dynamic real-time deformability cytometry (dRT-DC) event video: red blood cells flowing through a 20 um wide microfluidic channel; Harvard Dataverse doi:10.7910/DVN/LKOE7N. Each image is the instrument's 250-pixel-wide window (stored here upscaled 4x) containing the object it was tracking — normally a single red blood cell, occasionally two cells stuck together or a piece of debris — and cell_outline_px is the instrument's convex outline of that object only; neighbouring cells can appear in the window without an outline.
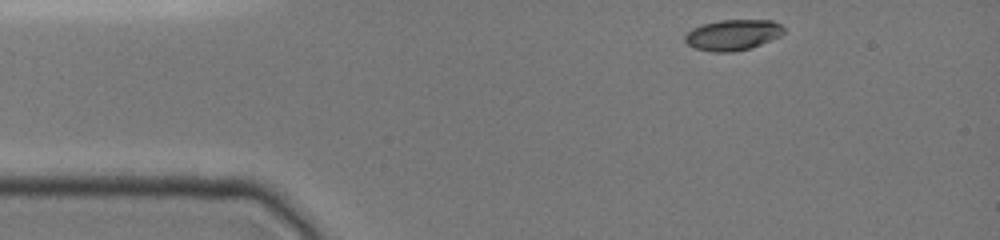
{"species": "common noctule bat (a hibernating species)", "species_latin": "Nyctalus noctula", "temperature_condition": "cold", "stored_images_in_passage": 51, "camera_frame_rate_fps": 3000, "um_per_image_px": 0.085, "animal": {"sex": "female", "body_mass_g": 19.0, "forearm_length_mm": 51.5}, "frame": {"image": 1, "passage_image": 1, "time_ms": 0.0, "image_size_px": [1000, 240], "cell_outline_px": [[784, 32], [780, 36], [752, 48], [732, 52], [712, 52], [696, 48], [688, 44], [684, 40], [684, 36], [692, 28], [704, 24], [720, 20], [772, 20], [780, 24], [784, 28]], "centroid_in_image_um": [62.3, 2.97], "position_along_channel_um": 22.7, "area_um2": 17.69}}
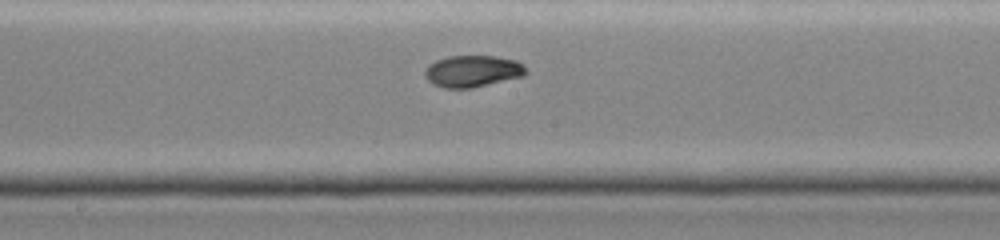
{"frame": {"image": 2, "passage_image": 33, "time_ms": 6.333, "image_size_px": [1000, 240], "cell_outline_px": [[528, 72], [524, 76], [472, 88], [444, 88], [432, 84], [424, 76], [424, 72], [428, 64], [436, 60], [448, 56], [496, 56], [516, 60], [524, 64]], "centroid_in_image_um": [40.18, 6.05], "position_along_channel_um": 208.0, "area_um2": 18.9}}
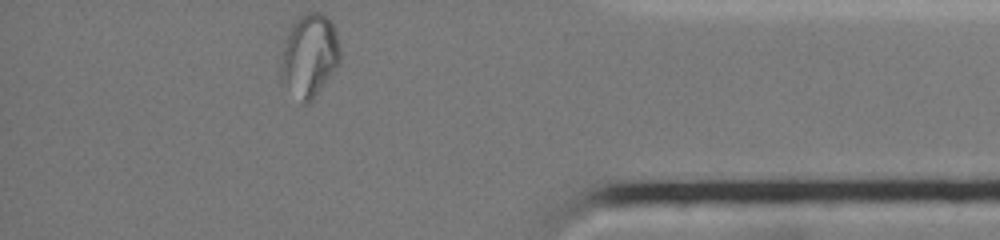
{"frame": {"image": 3, "passage_image": 51, "time_ms": 12.0, "image_size_px": [1000, 240], "cell_outline_px": [[340, 64], [312, 100], [308, 104], [300, 104], [280, 80], [280, 64], [284, 44], [292, 24], [304, 12], [320, 12], [332, 24], [336, 32], [340, 48]], "centroid_in_image_um": [26.29, 4.77], "position_along_channel_um": 408.9, "area_um2": 28.84}, "authors_computed_cell_mechanics": {"area_um2": 18.4382, "velocity_mm_per_s": 3.8656, "shape_relaxation_time_tau1_ms": null, "shape_relaxation_time_tau2_ms": 1.4249, "deformation_change_tau1": null, "deformation_change_tau2": 0.0307}}